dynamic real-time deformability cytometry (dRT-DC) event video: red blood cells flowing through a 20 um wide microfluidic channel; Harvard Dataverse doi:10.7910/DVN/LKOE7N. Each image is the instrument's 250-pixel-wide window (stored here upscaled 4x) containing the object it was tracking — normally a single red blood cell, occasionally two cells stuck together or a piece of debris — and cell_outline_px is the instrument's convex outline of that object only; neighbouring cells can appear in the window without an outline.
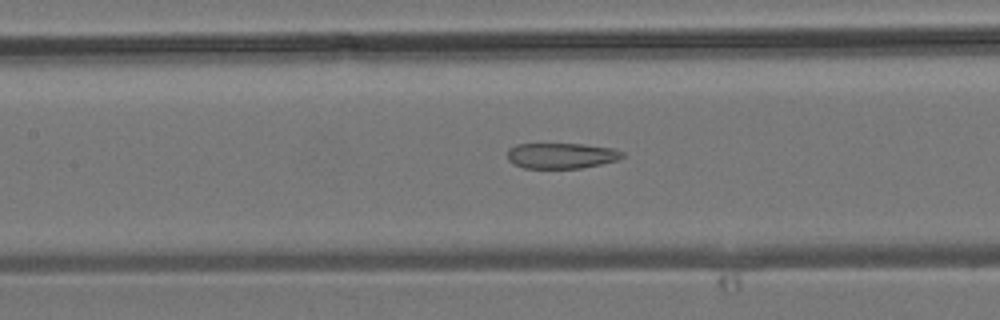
{"species": "common noctule bat (a hibernating species)", "species_latin": "Nyctalus noctula", "temperature_condition": "room temperature", "stored_images_in_passage": 27, "camera_frame_rate_fps": 3000, "um_per_image_px": 0.085, "animal": {"sex": "male", "body_mass_g": 19.2, "forearm_length_mm": 51.8}, "frame": {"image": 1, "passage_image": 12, "time_ms": 3.667, "image_size_px": [1000, 320], "cell_outline_px": [[624, 156], [616, 160], [600, 164], [580, 168], [524, 168], [512, 164], [508, 160], [508, 148], [516, 144], [584, 144], [612, 148], [624, 152]], "centroid_in_image_um": [47.68, 13.23], "position_along_channel_um": 159.7, "area_um2": 17.17}}
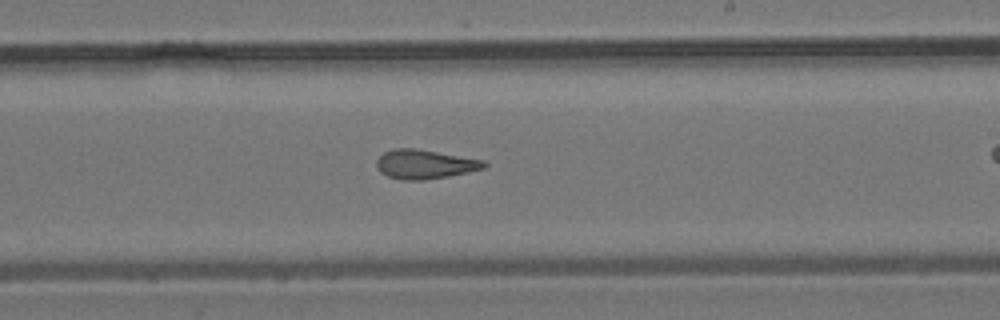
{"frame": {"image": 2, "passage_image": 18, "time_ms": 5.667, "image_size_px": [1000, 320], "cell_outline_px": [[488, 164], [484, 168], [468, 172], [448, 176], [424, 180], [404, 180], [388, 176], [380, 172], [376, 168], [376, 160], [384, 152], [392, 148], [416, 148], [484, 160]], "centroid_in_image_um": [36.08, 13.95], "position_along_channel_um": 252.9, "area_um2": 18.32}}
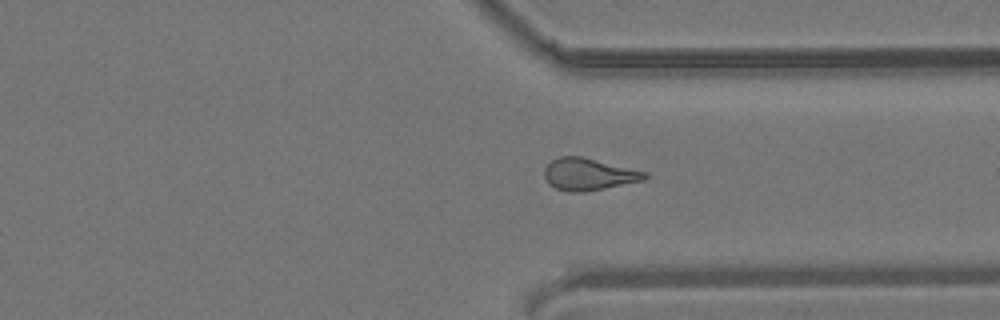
{"frame": {"image": 3, "passage_image": 25, "time_ms": 8.0, "image_size_px": [1000, 320], "cell_outline_px": [[648, 176], [644, 180], [584, 192], [568, 192], [556, 188], [548, 184], [544, 176], [544, 168], [552, 160], [560, 156], [580, 156], [648, 172]], "centroid_in_image_um": [50.01, 14.81], "position_along_channel_um": 361.4, "area_um2": 18.67}}